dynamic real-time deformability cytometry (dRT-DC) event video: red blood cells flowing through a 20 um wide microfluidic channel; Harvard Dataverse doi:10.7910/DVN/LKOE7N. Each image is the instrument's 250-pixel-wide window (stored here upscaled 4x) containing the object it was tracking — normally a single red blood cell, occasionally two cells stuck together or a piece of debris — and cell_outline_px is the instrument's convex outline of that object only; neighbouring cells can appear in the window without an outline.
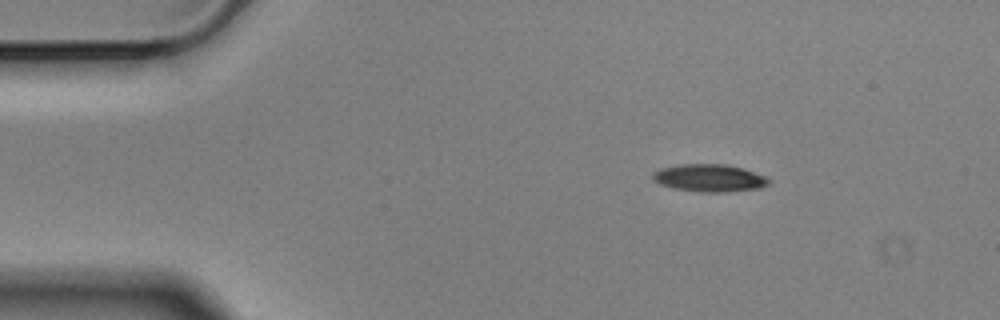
{"species": "Egyptian fruit bat (a non-hibernating species)", "species_latin": "Rousettus aegyptiacus", "temperature_condition": "cold", "stored_images_in_passage": 49, "camera_frame_rate_fps": 3000, "um_per_image_px": 0.085, "animal": {"sex": "male"}, "frame": {"image": 1, "passage_image": 1, "time_ms": 0.0, "image_size_px": [1000, 320], "cell_outline_px": [[772, 180], [768, 184], [760, 188], [728, 192], [700, 192], [672, 188], [660, 184], [652, 176], [660, 168], [680, 164], [724, 164], [744, 168], [768, 176]], "centroid_in_image_um": [60.38, 15.13], "position_along_channel_um": 24.6, "area_um2": 18.73}}
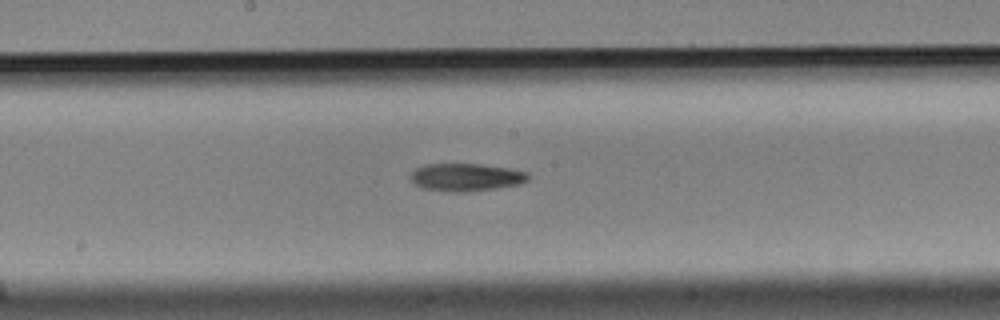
{"frame": {"image": 2, "passage_image": 22, "time_ms": 7.0, "image_size_px": [1000, 320], "cell_outline_px": [[528, 180], [520, 184], [496, 188], [468, 192], [448, 192], [420, 188], [408, 176], [416, 168], [424, 164], [480, 164], [508, 168], [528, 172]], "centroid_in_image_um": [39.58, 15.07], "position_along_channel_um": 208.6, "area_um2": 19.13}}
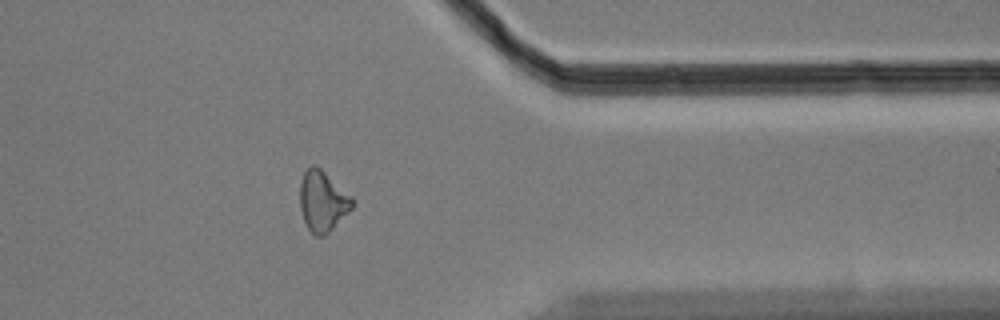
{"frame": {"image": 3, "passage_image": 38, "time_ms": 12.333, "image_size_px": [1000, 320], "cell_outline_px": [[356, 204], [324, 236], [316, 236], [308, 228], [304, 220], [300, 208], [300, 184], [304, 172], [312, 164], [320, 168], [352, 196], [356, 200]], "centroid_in_image_um": [27.44, 17.09], "position_along_channel_um": 384.0, "area_um2": 18.32}, "authors_computed_cell_mechanics": {"area_um2": 18.6694, "velocity_mm_per_s": 3.5307, "shape_relaxation_time_tau1_ms": 6.9002, "shape_relaxation_time_tau2_ms": null, "deformation_change_tau1": 0.1447, "deformation_change_tau2": null}}